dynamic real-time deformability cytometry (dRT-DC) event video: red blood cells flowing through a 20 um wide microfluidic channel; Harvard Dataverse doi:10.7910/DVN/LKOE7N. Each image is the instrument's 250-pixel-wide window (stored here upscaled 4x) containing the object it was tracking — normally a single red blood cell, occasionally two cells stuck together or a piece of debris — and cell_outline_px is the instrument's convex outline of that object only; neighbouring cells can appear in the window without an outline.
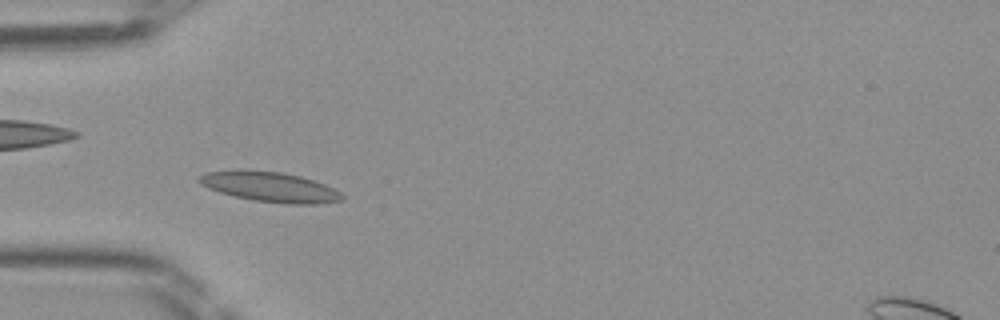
{"species": "Egyptian fruit bat (a non-hibernating species)", "species_latin": "Rousettus aegyptiacus", "temperature_condition": "room temperature", "stored_images_in_passage": 28, "camera_frame_rate_fps": 3000, "um_per_image_px": 0.085, "frame": {"image": 1, "passage_image": 5, "time_ms": 1.333, "image_size_px": [1000, 320], "cell_outline_px": [[344, 200], [316, 204], [288, 204], [252, 200], [220, 192], [208, 188], [200, 184], [196, 180], [196, 176], [204, 172], [280, 172], [300, 176], [324, 184], [340, 192], [344, 196]], "centroid_in_image_um": [22.97, 15.92], "position_along_channel_um": 62.0, "area_um2": 24.28}}
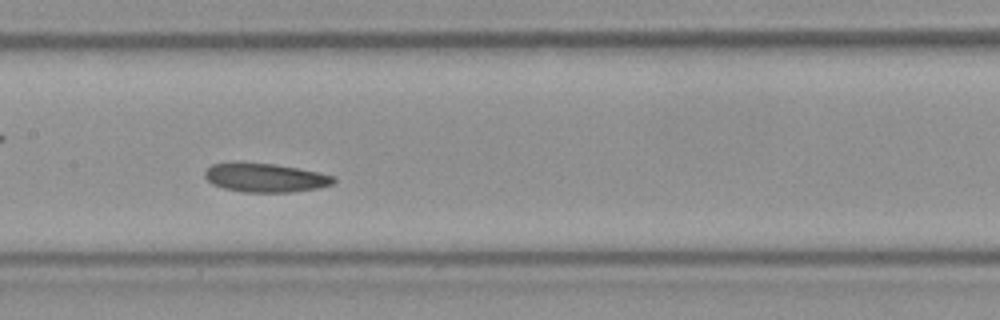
{"frame": {"image": 2, "passage_image": 14, "time_ms": 4.333, "image_size_px": [1000, 320], "cell_outline_px": [[336, 180], [332, 184], [316, 188], [292, 192], [244, 192], [224, 188], [212, 184], [204, 176], [204, 172], [212, 164], [236, 160], [240, 160], [276, 164], [320, 172], [336, 176]], "centroid_in_image_um": [22.52, 15.06], "position_along_channel_um": 184.9, "area_um2": 22.2}}
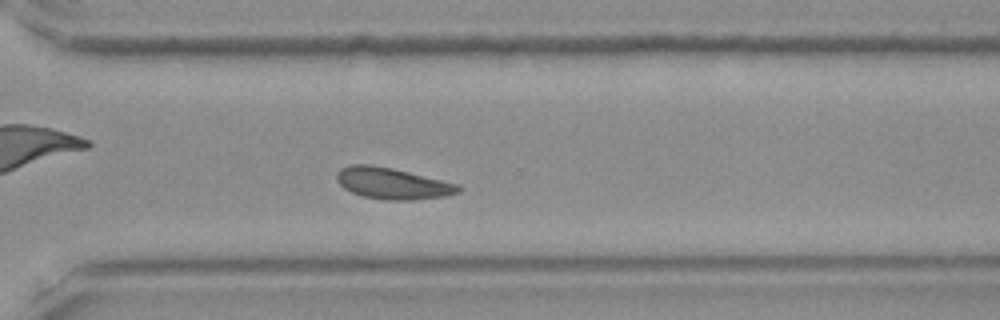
{"frame": {"image": 3, "passage_image": 25, "time_ms": 8.0, "image_size_px": [1000, 320], "cell_outline_px": [[460, 192], [448, 196], [412, 200], [388, 200], [364, 196], [352, 192], [344, 188], [336, 180], [336, 172], [340, 168], [352, 164], [368, 164], [392, 168], [460, 184]], "centroid_in_image_um": [33.37, 15.59], "position_along_channel_um": 337.2, "area_um2": 22.25}}